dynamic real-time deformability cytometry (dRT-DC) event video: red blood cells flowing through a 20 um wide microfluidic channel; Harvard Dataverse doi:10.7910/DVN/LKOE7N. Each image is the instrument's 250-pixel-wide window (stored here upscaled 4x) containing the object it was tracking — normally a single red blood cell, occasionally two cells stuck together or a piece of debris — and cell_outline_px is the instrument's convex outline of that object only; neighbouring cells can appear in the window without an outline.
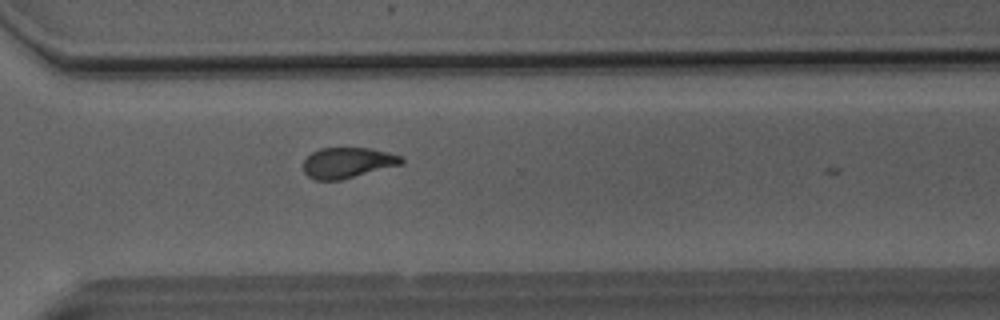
{"species": "Egyptian fruit bat (a non-hibernating species)", "species_latin": "Rousettus aegyptiacus", "temperature_condition": "room temperature", "stored_images_in_passage": 23, "camera_frame_rate_fps": 3000, "um_per_image_px": 0.085, "animal": {"sex": "male"}, "frame": {"image": 1, "passage_image": 22, "time_ms": 7.0, "image_size_px": [1000, 320], "cell_outline_px": [[404, 160], [400, 164], [340, 180], [312, 180], [304, 172], [304, 160], [312, 152], [320, 148], [368, 148], [404, 156]], "centroid_in_image_um": [29.51, 13.83], "position_along_channel_um": 341.1, "area_um2": 17.28}}